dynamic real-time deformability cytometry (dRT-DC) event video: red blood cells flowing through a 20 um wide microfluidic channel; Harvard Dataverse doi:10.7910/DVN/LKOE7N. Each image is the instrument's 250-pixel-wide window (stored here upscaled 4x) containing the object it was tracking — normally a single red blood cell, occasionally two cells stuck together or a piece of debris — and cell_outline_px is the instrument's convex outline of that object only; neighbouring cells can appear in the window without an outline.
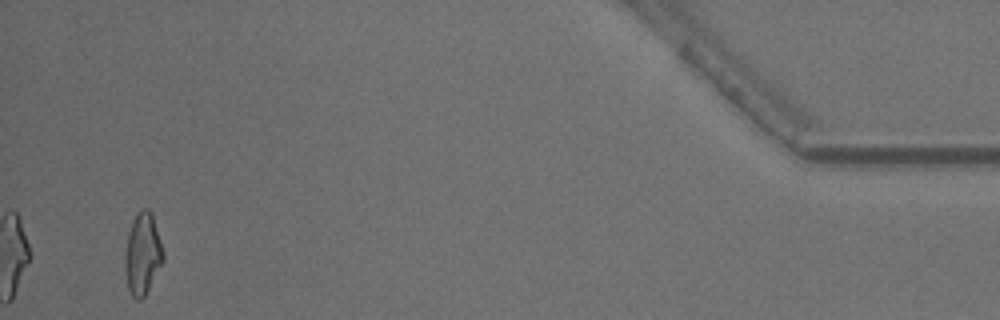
{"species": "common noctule bat (a hibernating species)", "species_latin": "Nyctalus noctula", "temperature_condition": "warm", "stored_images_in_passage": 34, "camera_frame_rate_fps": 3000, "um_per_image_px": 0.085, "animal": {"sex": "male", "body_mass_g": 13.3}, "frame": {"image": 1, "passage_image": 32, "time_ms": 10.333, "image_size_px": [1000, 320], "cell_outline_px": [[164, 260], [144, 296], [140, 300], [136, 300], [132, 296], [128, 288], [124, 268], [124, 256], [128, 232], [136, 212], [140, 208], [148, 208], [152, 212], [164, 252]], "centroid_in_image_um": [12.11, 21.54], "position_along_channel_um": 423.1, "area_um2": 18.38}}